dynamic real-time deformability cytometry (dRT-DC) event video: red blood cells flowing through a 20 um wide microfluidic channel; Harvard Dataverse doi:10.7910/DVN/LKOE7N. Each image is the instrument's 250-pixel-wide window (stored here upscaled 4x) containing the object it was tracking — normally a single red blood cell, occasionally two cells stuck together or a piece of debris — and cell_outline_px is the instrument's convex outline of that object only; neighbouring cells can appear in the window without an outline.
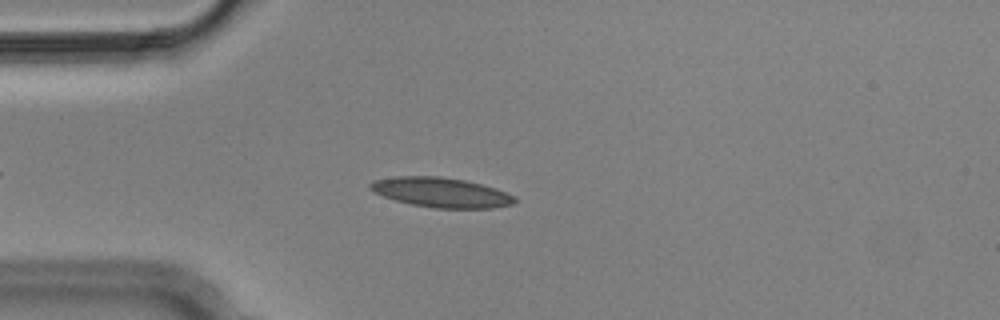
{"species": "Egyptian fruit bat (a non-hibernating species)", "species_latin": "Rousettus aegyptiacus", "temperature_condition": "cold", "stored_images_in_passage": 4, "camera_frame_rate_fps": 3000, "um_per_image_px": 0.085, "animal": {"sex": "male"}, "frame": {"image": 1, "passage_image": 4, "time_ms": 1.0, "image_size_px": [1000, 320], "cell_outline_px": [[516, 200], [512, 204], [492, 208], [432, 208], [412, 204], [396, 200], [372, 192], [368, 188], [368, 184], [372, 180], [396, 176], [440, 176], [464, 180], [496, 188], [516, 196]], "centroid_in_image_um": [37.46, 16.35], "position_along_channel_um": 47.5, "area_um2": 25.14}}